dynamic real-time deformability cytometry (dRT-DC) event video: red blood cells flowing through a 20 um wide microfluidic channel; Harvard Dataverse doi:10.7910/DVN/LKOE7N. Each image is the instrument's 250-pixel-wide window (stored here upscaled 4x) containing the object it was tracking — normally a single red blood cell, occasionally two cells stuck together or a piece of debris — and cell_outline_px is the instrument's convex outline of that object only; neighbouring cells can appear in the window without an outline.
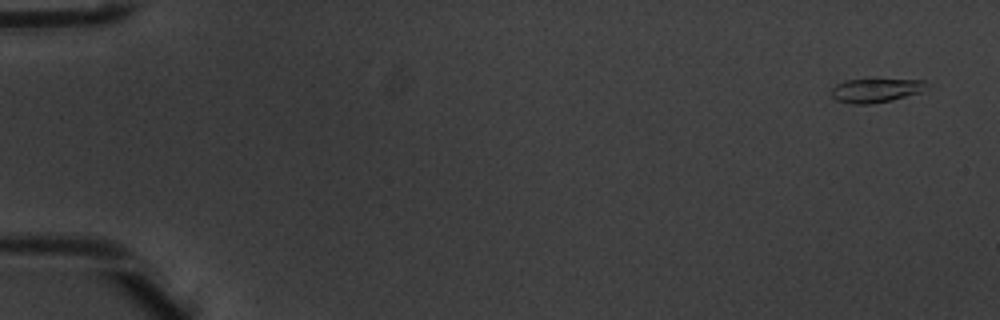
{"species": "common noctule bat (a hibernating species)", "species_latin": "Nyctalus noctula", "temperature_condition": "warm", "stored_images_in_passage": 6, "camera_frame_rate_fps": 3000, "um_per_image_px": 0.085, "animal": {"sex": "male", "body_mass_g": 20.1, "forearm_length_mm": 53.5}, "frame": {"image": 1, "passage_image": 1, "time_ms": 0.0, "image_size_px": [1000, 320], "cell_outline_px": [[924, 80], [920, 92], [892, 100], [872, 104], [852, 104], [836, 100], [832, 96], [832, 88], [836, 84], [844, 80], [876, 76]], "centroid_in_image_um": [74.37, 7.62], "position_along_channel_um": 10.6, "area_um2": 13.99}}
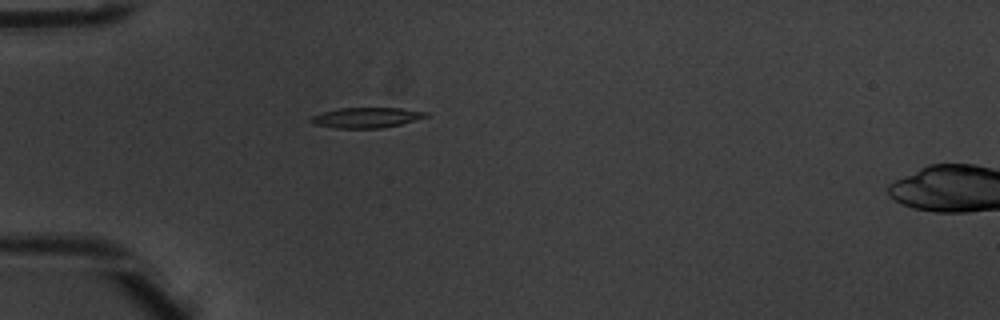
{"frame": {"image": 2, "passage_image": 5, "time_ms": 1.333, "image_size_px": [1000, 320], "cell_outline_px": [[428, 116], [400, 124], [380, 128], [336, 128], [312, 124], [308, 120], [312, 116], [324, 112], [340, 108], [400, 108], [428, 112]], "centroid_in_image_um": [31.11, 10.0], "position_along_channel_um": 53.9, "area_um2": 13.47}}